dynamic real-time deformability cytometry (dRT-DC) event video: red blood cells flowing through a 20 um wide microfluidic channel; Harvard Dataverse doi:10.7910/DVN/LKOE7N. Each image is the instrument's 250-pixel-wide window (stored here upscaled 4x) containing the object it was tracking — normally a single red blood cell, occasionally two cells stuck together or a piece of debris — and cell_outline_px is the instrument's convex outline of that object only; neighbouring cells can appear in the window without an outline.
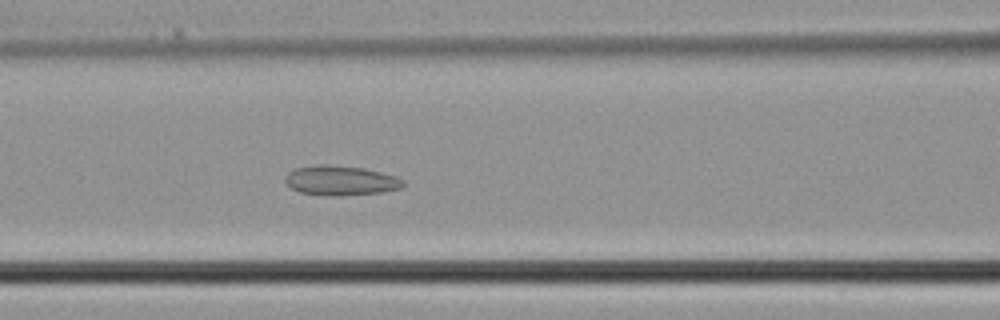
{"species": "common noctule bat (a hibernating species)", "species_latin": "Nyctalus noctula", "temperature_condition": "cold", "stored_images_in_passage": 39, "camera_frame_rate_fps": 3000, "um_per_image_px": 0.085, "animal": {"sex": "male", "body_mass_g": 21.5, "forearm_length_mm": 52.0}, "frame": {"image": 1, "passage_image": 16, "time_ms": 5.0, "image_size_px": [1000, 320], "cell_outline_px": [[404, 184], [400, 188], [380, 192], [340, 196], [328, 196], [300, 192], [292, 188], [284, 180], [284, 176], [288, 172], [296, 168], [316, 164], [328, 164], [364, 168], [396, 176], [404, 180]], "centroid_in_image_um": [28.93, 15.33], "position_along_channel_um": 137.7, "area_um2": 20.46}}
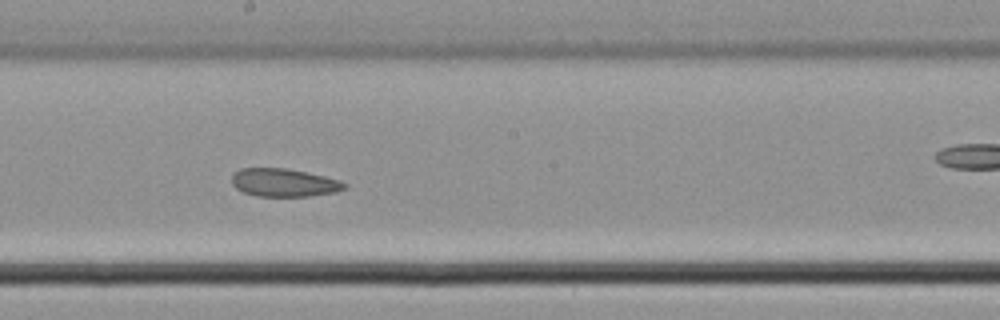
{"frame": {"image": 2, "passage_image": 21, "time_ms": 6.667, "image_size_px": [1000, 320], "cell_outline_px": [[348, 188], [336, 192], [308, 196], [256, 196], [244, 192], [236, 188], [232, 184], [232, 176], [240, 168], [284, 168], [324, 176], [340, 180], [348, 184]], "centroid_in_image_um": [24.16, 15.53], "position_along_channel_um": 224.0, "area_um2": 18.38}}
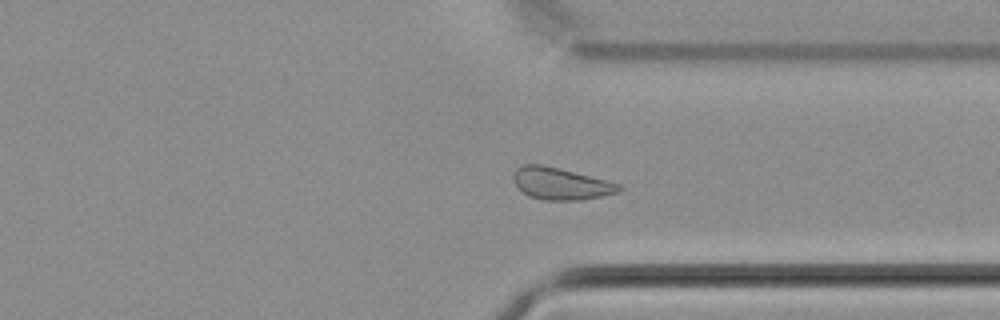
{"frame": {"image": 3, "passage_image": 29, "time_ms": 9.333, "image_size_px": [1000, 320], "cell_outline_px": [[624, 188], [616, 192], [584, 200], [544, 200], [528, 196], [516, 184], [512, 176], [516, 168], [524, 164], [540, 164], [560, 168], [608, 180], [620, 184]], "centroid_in_image_um": [47.67, 15.6], "position_along_channel_um": 363.7, "area_um2": 19.65}}